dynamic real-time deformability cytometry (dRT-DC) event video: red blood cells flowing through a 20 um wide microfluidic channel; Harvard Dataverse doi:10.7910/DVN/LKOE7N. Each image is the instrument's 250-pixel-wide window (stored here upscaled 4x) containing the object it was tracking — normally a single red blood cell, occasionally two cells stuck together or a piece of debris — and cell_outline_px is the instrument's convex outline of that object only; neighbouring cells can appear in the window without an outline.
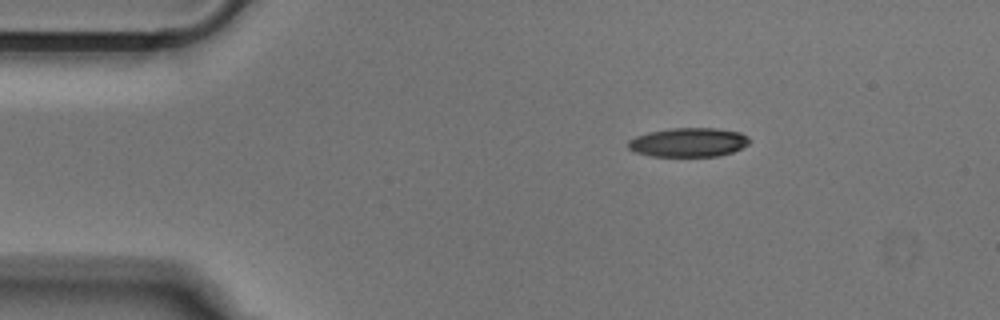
{"species": "Egyptian fruit bat (a non-hibernating species)", "species_latin": "Rousettus aegyptiacus", "temperature_condition": "cold", "stored_images_in_passage": 44, "camera_frame_rate_fps": 3000, "um_per_image_px": 0.085, "animal": {"sex": "male"}, "frame": {"image": 1, "passage_image": 1, "time_ms": 0.0, "image_size_px": [1000, 320], "cell_outline_px": [[748, 144], [732, 152], [716, 156], [652, 156], [636, 152], [628, 148], [628, 140], [636, 136], [648, 132], [668, 128], [716, 128], [740, 132], [748, 136]], "centroid_in_image_um": [58.5, 12.09], "position_along_channel_um": 26.5, "area_um2": 20.46}}
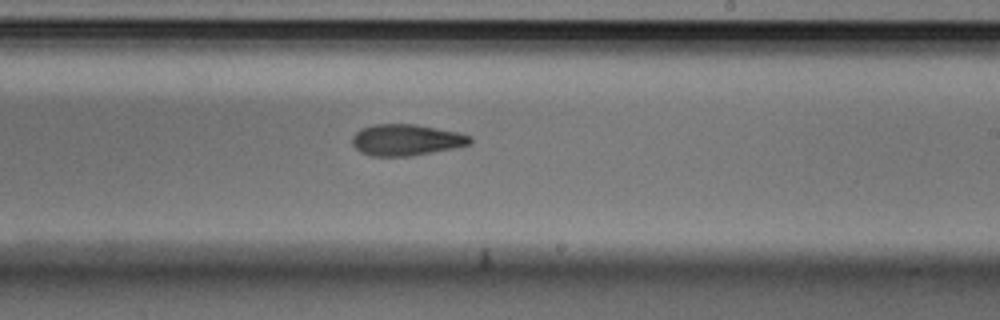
{"frame": {"image": 2, "passage_image": 23, "time_ms": 7.333, "image_size_px": [1000, 320], "cell_outline_px": [[472, 144], [432, 152], [408, 156], [368, 156], [360, 152], [352, 144], [352, 136], [360, 128], [372, 124], [416, 124], [460, 132], [472, 136]], "centroid_in_image_um": [34.52, 11.88], "position_along_channel_um": 254.5, "area_um2": 21.73}}
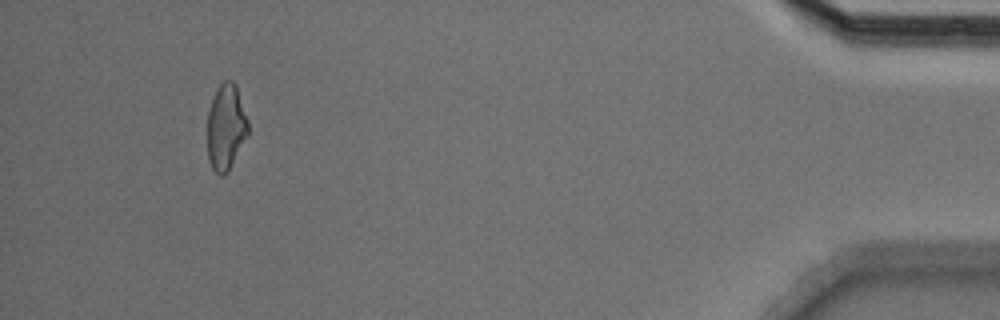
{"frame": {"image": 3, "passage_image": 41, "time_ms": 13.333, "image_size_px": [1000, 320], "cell_outline_px": [[248, 136], [228, 172], [224, 176], [220, 176], [212, 168], [208, 160], [208, 112], [216, 88], [224, 80], [232, 80], [236, 84], [248, 120]], "centroid_in_image_um": [19.22, 10.81], "position_along_channel_um": 416.0, "area_um2": 20.58}}